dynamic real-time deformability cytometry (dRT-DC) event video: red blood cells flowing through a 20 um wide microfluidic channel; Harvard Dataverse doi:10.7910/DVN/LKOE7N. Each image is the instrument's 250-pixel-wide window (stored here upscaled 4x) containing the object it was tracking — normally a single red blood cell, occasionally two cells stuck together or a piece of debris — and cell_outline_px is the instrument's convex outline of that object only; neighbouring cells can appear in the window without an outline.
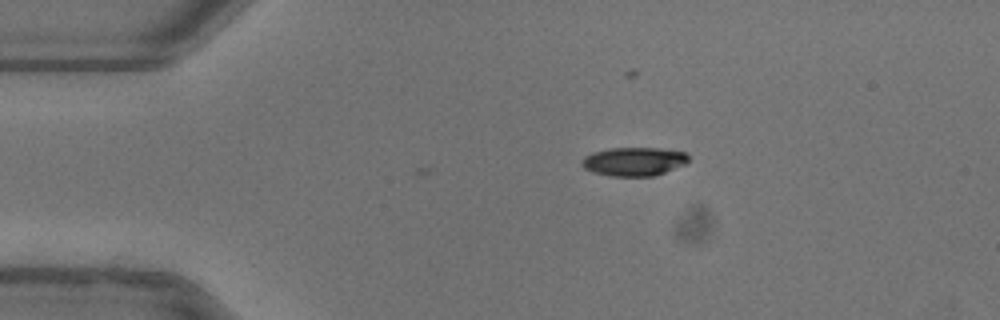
{"species": "common noctule bat (a hibernating species)", "species_latin": "Nyctalus noctula", "temperature_condition": "warm", "stored_images_in_passage": 11, "camera_frame_rate_fps": 3000, "um_per_image_px": 0.085, "animal": {"sex": "female"}, "frame": {"image": 1, "passage_image": 11, "time_ms": 3.333, "image_size_px": [1000, 320], "cell_outline_px": [[688, 164], [652, 176], [612, 176], [592, 172], [584, 168], [580, 164], [580, 160], [584, 156], [592, 152], [608, 148], [660, 148], [688, 152]], "centroid_in_image_um": [53.88, 13.72], "position_along_channel_um": 31.1, "area_um2": 18.09}}